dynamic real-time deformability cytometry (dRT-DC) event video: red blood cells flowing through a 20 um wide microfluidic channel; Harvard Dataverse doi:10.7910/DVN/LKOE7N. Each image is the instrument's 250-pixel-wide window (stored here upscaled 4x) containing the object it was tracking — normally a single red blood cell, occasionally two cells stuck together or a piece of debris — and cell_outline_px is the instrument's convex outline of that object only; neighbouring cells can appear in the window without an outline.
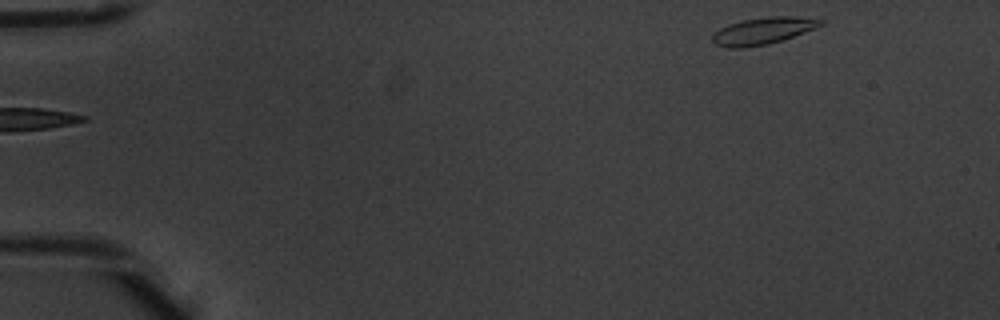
{"species": "common noctule bat (a hibernating species)", "species_latin": "Nyctalus noctula", "temperature_condition": "warm", "stored_images_in_passage": 2, "segment_of_instrument_passage": [2, 2], "camera_frame_rate_fps": 3000, "um_per_image_px": 0.085, "animal": {"sex": "male", "body_mass_g": 20.1, "forearm_length_mm": 53.5}, "frame": {"image": 1, "passage_image": 2, "time_ms": 0.333, "image_size_px": [1000, 320], "cell_outline_px": [[824, 24], [804, 32], [768, 44], [744, 48], [728, 48], [716, 44], [712, 40], [712, 36], [720, 28], [728, 24], [744, 20], [768, 16], [792, 16], [824, 20]], "centroid_in_image_um": [64.83, 2.62], "position_along_channel_um": 20.2, "area_um2": 16.7}}